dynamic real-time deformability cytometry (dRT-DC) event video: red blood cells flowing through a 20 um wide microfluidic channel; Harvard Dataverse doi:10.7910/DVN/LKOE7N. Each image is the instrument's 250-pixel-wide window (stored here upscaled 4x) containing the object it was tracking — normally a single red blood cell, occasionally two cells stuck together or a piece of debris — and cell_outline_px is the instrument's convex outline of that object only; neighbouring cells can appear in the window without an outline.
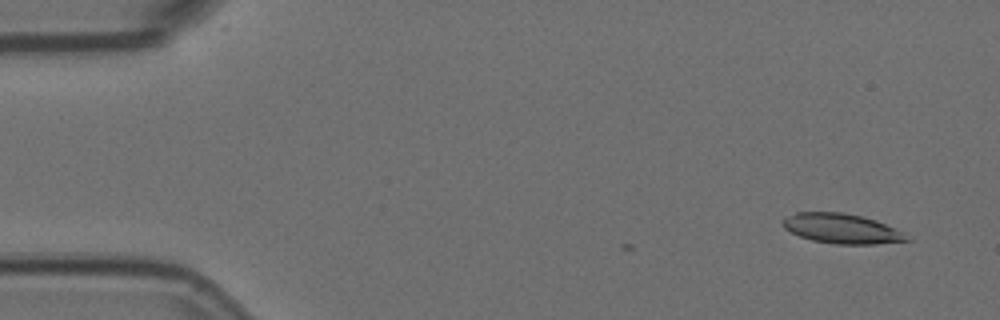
{"species": "Egyptian fruit bat (a non-hibernating species)", "species_latin": "Rousettus aegyptiacus", "temperature_condition": "room temperature", "stored_images_in_passage": 6, "camera_frame_rate_fps": 3000, "um_per_image_px": 0.085, "animal": {"sex": "female"}, "frame": {"image": 1, "passage_image": 1, "time_ms": 0.0, "image_size_px": [1000, 320], "cell_outline_px": [[912, 240], [876, 244], [836, 244], [812, 240], [800, 236], [784, 228], [780, 220], [784, 216], [796, 212], [840, 212], [860, 216], [876, 220], [904, 232]], "centroid_in_image_um": [71.52, 19.42], "position_along_channel_um": 13.5, "area_um2": 21.62}}